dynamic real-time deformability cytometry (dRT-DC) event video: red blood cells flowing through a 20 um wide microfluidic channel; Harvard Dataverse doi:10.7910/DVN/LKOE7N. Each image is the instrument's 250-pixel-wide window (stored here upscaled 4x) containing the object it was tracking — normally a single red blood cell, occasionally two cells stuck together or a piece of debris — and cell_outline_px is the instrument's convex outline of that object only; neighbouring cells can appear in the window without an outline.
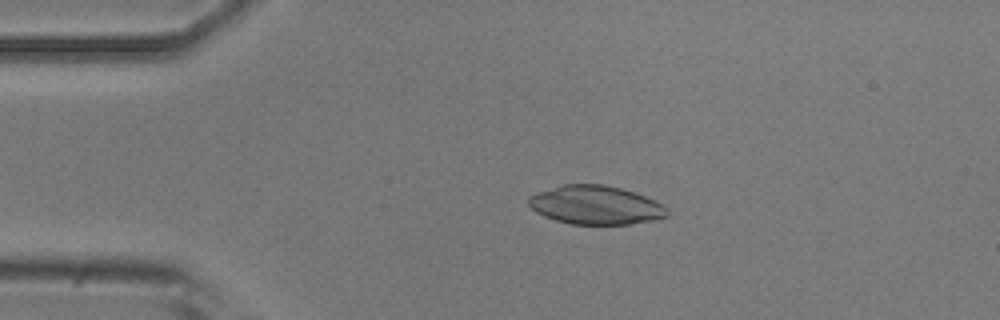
{"species": "common noctule bat (a hibernating species)", "species_latin": "Nyctalus noctula", "temperature_condition": "room temperature", "stored_images_in_passage": 22, "camera_frame_rate_fps": 3000, "um_per_image_px": 0.085, "animal": {"sex": "male", "body_mass_g": 20.5, "forearm_length_mm": 52.5}, "frame": {"image": 1, "passage_image": 1, "time_ms": 0.0, "image_size_px": [1000, 320], "cell_outline_px": [[668, 216], [652, 220], [628, 224], [572, 224], [556, 220], [544, 216], [536, 212], [528, 204], [528, 196], [536, 192], [564, 184], [604, 184], [620, 188], [644, 196], [660, 204], [668, 212]], "centroid_in_image_um": [50.56, 17.42], "position_along_channel_um": 34.4, "area_um2": 30.92}}
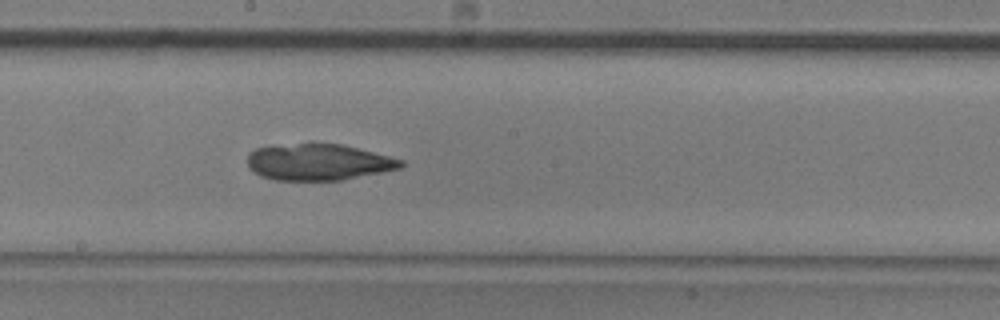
{"frame": {"image": 2, "passage_image": 18, "time_ms": 5.667, "image_size_px": [1000, 320], "cell_outline_px": [[404, 164], [400, 168], [340, 180], [272, 180], [260, 176], [248, 168], [248, 152], [256, 148], [312, 140], [340, 144], [404, 160]], "centroid_in_image_um": [26.99, 13.74], "position_along_channel_um": 221.2, "area_um2": 33.06}}
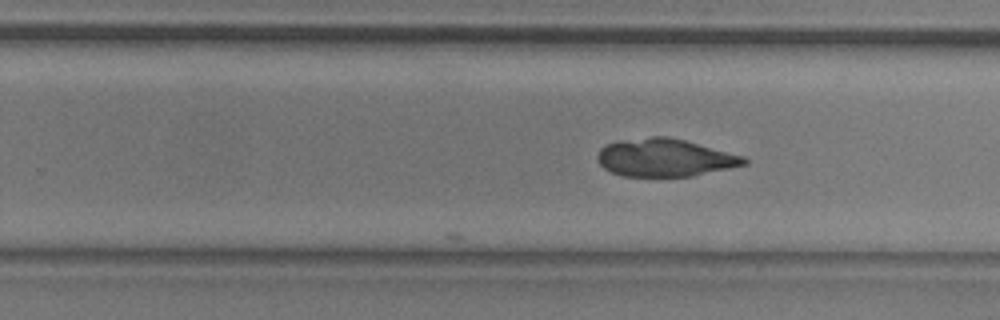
{"frame": {"image": 3, "passage_image": 22, "time_ms": 7.0, "image_size_px": [1000, 320], "cell_outline_px": [[748, 164], [692, 176], [624, 176], [612, 172], [604, 168], [600, 164], [596, 156], [600, 148], [604, 144], [616, 140], [652, 136], [668, 136], [684, 140], [744, 156], [748, 160]], "centroid_in_image_um": [56.48, 13.39], "position_along_channel_um": 273.3, "area_um2": 32.37}}